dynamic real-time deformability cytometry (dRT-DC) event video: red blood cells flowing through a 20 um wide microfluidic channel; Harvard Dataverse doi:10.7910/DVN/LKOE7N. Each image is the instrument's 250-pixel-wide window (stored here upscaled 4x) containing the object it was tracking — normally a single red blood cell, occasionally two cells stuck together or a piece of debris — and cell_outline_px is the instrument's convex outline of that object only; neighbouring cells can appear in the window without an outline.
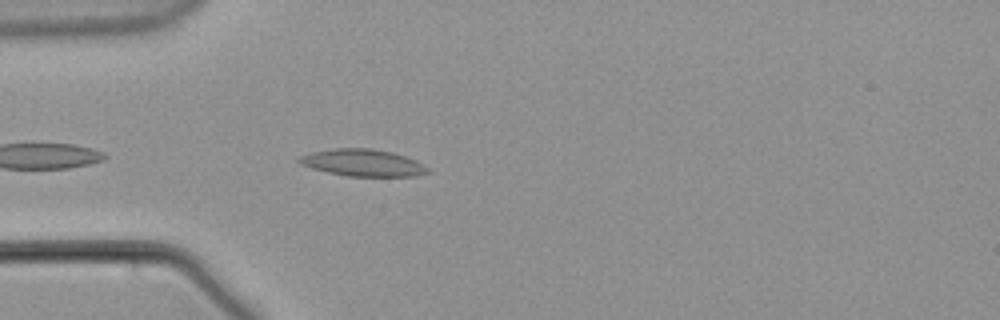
{"species": "common noctule bat (a hibernating species)", "species_latin": "Nyctalus noctula", "temperature_condition": "warm", "stored_images_in_passage": 12, "camera_frame_rate_fps": 3000, "um_per_image_px": 0.085, "animal": {"sex": "male", "body_mass_g": 21.5, "forearm_length_mm": 52.0}, "frame": {"image": 1, "passage_image": 1, "time_ms": 0.0, "image_size_px": [1000, 320], "cell_outline_px": [[428, 172], [416, 176], [348, 176], [328, 172], [312, 168], [300, 164], [296, 160], [300, 156], [312, 152], [336, 148], [372, 148], [392, 152], [416, 160], [428, 168]], "centroid_in_image_um": [30.82, 13.83], "position_along_channel_um": 54.2, "area_um2": 20.06}}